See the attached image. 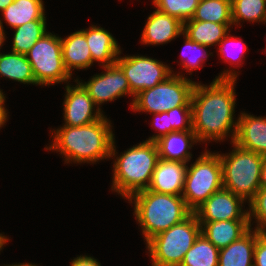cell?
<instances>
[{
    "label": "cell",
    "instance_id": "27",
    "mask_svg": "<svg viewBox=\"0 0 266 266\" xmlns=\"http://www.w3.org/2000/svg\"><path fill=\"white\" fill-rule=\"evenodd\" d=\"M46 23V20H35L14 28L12 52L26 55L32 46L47 33Z\"/></svg>",
    "mask_w": 266,
    "mask_h": 266
},
{
    "label": "cell",
    "instance_id": "35",
    "mask_svg": "<svg viewBox=\"0 0 266 266\" xmlns=\"http://www.w3.org/2000/svg\"><path fill=\"white\" fill-rule=\"evenodd\" d=\"M253 266H266V234L263 231L256 239Z\"/></svg>",
    "mask_w": 266,
    "mask_h": 266
},
{
    "label": "cell",
    "instance_id": "40",
    "mask_svg": "<svg viewBox=\"0 0 266 266\" xmlns=\"http://www.w3.org/2000/svg\"><path fill=\"white\" fill-rule=\"evenodd\" d=\"M14 0H0V12L6 9Z\"/></svg>",
    "mask_w": 266,
    "mask_h": 266
},
{
    "label": "cell",
    "instance_id": "8",
    "mask_svg": "<svg viewBox=\"0 0 266 266\" xmlns=\"http://www.w3.org/2000/svg\"><path fill=\"white\" fill-rule=\"evenodd\" d=\"M176 74V75H175ZM196 82L173 73L166 80L140 91L131 104L133 112L150 114L167 112L178 106H191V96Z\"/></svg>",
    "mask_w": 266,
    "mask_h": 266
},
{
    "label": "cell",
    "instance_id": "24",
    "mask_svg": "<svg viewBox=\"0 0 266 266\" xmlns=\"http://www.w3.org/2000/svg\"><path fill=\"white\" fill-rule=\"evenodd\" d=\"M0 76L23 84L38 85L26 55L12 51L0 53Z\"/></svg>",
    "mask_w": 266,
    "mask_h": 266
},
{
    "label": "cell",
    "instance_id": "38",
    "mask_svg": "<svg viewBox=\"0 0 266 266\" xmlns=\"http://www.w3.org/2000/svg\"><path fill=\"white\" fill-rule=\"evenodd\" d=\"M7 119H8V112L7 109L5 108V104L0 103V129L3 125H5Z\"/></svg>",
    "mask_w": 266,
    "mask_h": 266
},
{
    "label": "cell",
    "instance_id": "15",
    "mask_svg": "<svg viewBox=\"0 0 266 266\" xmlns=\"http://www.w3.org/2000/svg\"><path fill=\"white\" fill-rule=\"evenodd\" d=\"M188 163L159 159L148 190L182 195Z\"/></svg>",
    "mask_w": 266,
    "mask_h": 266
},
{
    "label": "cell",
    "instance_id": "1",
    "mask_svg": "<svg viewBox=\"0 0 266 266\" xmlns=\"http://www.w3.org/2000/svg\"><path fill=\"white\" fill-rule=\"evenodd\" d=\"M237 75L233 69L224 70L208 86L195 84L191 96L192 130L198 142L223 141L228 136L234 142L238 125V119L233 118Z\"/></svg>",
    "mask_w": 266,
    "mask_h": 266
},
{
    "label": "cell",
    "instance_id": "22",
    "mask_svg": "<svg viewBox=\"0 0 266 266\" xmlns=\"http://www.w3.org/2000/svg\"><path fill=\"white\" fill-rule=\"evenodd\" d=\"M1 13L13 29L30 21L46 20L43 0H14Z\"/></svg>",
    "mask_w": 266,
    "mask_h": 266
},
{
    "label": "cell",
    "instance_id": "32",
    "mask_svg": "<svg viewBox=\"0 0 266 266\" xmlns=\"http://www.w3.org/2000/svg\"><path fill=\"white\" fill-rule=\"evenodd\" d=\"M248 205L250 226L253 225L251 221L254 218L257 223L255 229L264 231L266 229V189L260 188Z\"/></svg>",
    "mask_w": 266,
    "mask_h": 266
},
{
    "label": "cell",
    "instance_id": "30",
    "mask_svg": "<svg viewBox=\"0 0 266 266\" xmlns=\"http://www.w3.org/2000/svg\"><path fill=\"white\" fill-rule=\"evenodd\" d=\"M183 37L185 36V40H184V48L185 50L182 51V59L180 62V65H183L184 70H186V72H189V75H192V71L195 69H199L202 66L203 62H205L204 60H206V58L208 57V55L211 56L212 52L208 54L206 48H208L207 46H203L193 40H191L187 35H185L184 33H182ZM194 51V55L190 56L189 52ZM202 51V52H201ZM198 53L197 55L195 53ZM185 53L189 54V58H185ZM202 53V54H201Z\"/></svg>",
    "mask_w": 266,
    "mask_h": 266
},
{
    "label": "cell",
    "instance_id": "41",
    "mask_svg": "<svg viewBox=\"0 0 266 266\" xmlns=\"http://www.w3.org/2000/svg\"><path fill=\"white\" fill-rule=\"evenodd\" d=\"M7 241H9L7 236L3 235V233H0V251L4 249L3 246L7 243Z\"/></svg>",
    "mask_w": 266,
    "mask_h": 266
},
{
    "label": "cell",
    "instance_id": "42",
    "mask_svg": "<svg viewBox=\"0 0 266 266\" xmlns=\"http://www.w3.org/2000/svg\"><path fill=\"white\" fill-rule=\"evenodd\" d=\"M4 266H37L36 264H32V263H16V264H8V265H4Z\"/></svg>",
    "mask_w": 266,
    "mask_h": 266
},
{
    "label": "cell",
    "instance_id": "36",
    "mask_svg": "<svg viewBox=\"0 0 266 266\" xmlns=\"http://www.w3.org/2000/svg\"><path fill=\"white\" fill-rule=\"evenodd\" d=\"M71 266H101L97 259L92 256L81 255L71 261Z\"/></svg>",
    "mask_w": 266,
    "mask_h": 266
},
{
    "label": "cell",
    "instance_id": "12",
    "mask_svg": "<svg viewBox=\"0 0 266 266\" xmlns=\"http://www.w3.org/2000/svg\"><path fill=\"white\" fill-rule=\"evenodd\" d=\"M75 82V87L70 83L65 86L66 93L63 102L65 123L63 126H83L102 119L105 116L103 111L96 107L79 79H76ZM95 108L97 109L95 110Z\"/></svg>",
    "mask_w": 266,
    "mask_h": 266
},
{
    "label": "cell",
    "instance_id": "37",
    "mask_svg": "<svg viewBox=\"0 0 266 266\" xmlns=\"http://www.w3.org/2000/svg\"><path fill=\"white\" fill-rule=\"evenodd\" d=\"M260 188L266 189V157L264 158L261 166Z\"/></svg>",
    "mask_w": 266,
    "mask_h": 266
},
{
    "label": "cell",
    "instance_id": "9",
    "mask_svg": "<svg viewBox=\"0 0 266 266\" xmlns=\"http://www.w3.org/2000/svg\"><path fill=\"white\" fill-rule=\"evenodd\" d=\"M26 57L38 85L70 82L72 76L63 63L61 37L47 32L32 46Z\"/></svg>",
    "mask_w": 266,
    "mask_h": 266
},
{
    "label": "cell",
    "instance_id": "18",
    "mask_svg": "<svg viewBox=\"0 0 266 266\" xmlns=\"http://www.w3.org/2000/svg\"><path fill=\"white\" fill-rule=\"evenodd\" d=\"M201 234L219 250L243 236L252 226L249 220L199 222Z\"/></svg>",
    "mask_w": 266,
    "mask_h": 266
},
{
    "label": "cell",
    "instance_id": "7",
    "mask_svg": "<svg viewBox=\"0 0 266 266\" xmlns=\"http://www.w3.org/2000/svg\"><path fill=\"white\" fill-rule=\"evenodd\" d=\"M223 188L222 165L219 153L206 151L187 166L182 197L194 212L213 193Z\"/></svg>",
    "mask_w": 266,
    "mask_h": 266
},
{
    "label": "cell",
    "instance_id": "34",
    "mask_svg": "<svg viewBox=\"0 0 266 266\" xmlns=\"http://www.w3.org/2000/svg\"><path fill=\"white\" fill-rule=\"evenodd\" d=\"M154 119L152 120V126L158 130V134L149 137L146 141L156 142L163 136L172 132V125L170 124L169 115L167 112L153 114ZM154 124V125H153Z\"/></svg>",
    "mask_w": 266,
    "mask_h": 266
},
{
    "label": "cell",
    "instance_id": "31",
    "mask_svg": "<svg viewBox=\"0 0 266 266\" xmlns=\"http://www.w3.org/2000/svg\"><path fill=\"white\" fill-rule=\"evenodd\" d=\"M230 44L233 45V46H236L237 47V50H235L236 48L234 49V47L231 46ZM218 46H219V48H218L219 51L218 52L221 53L220 54L222 56L221 58H223V60L225 61V63L228 62V64L231 67H232L233 64H235L236 65L235 67H237V68L239 67V65H242V63H241L242 62V58L244 57V55H245L244 52L247 49V46H245V43L242 42V39H239L238 37H234L232 35H229V33H228L220 41V43L218 44Z\"/></svg>",
    "mask_w": 266,
    "mask_h": 266
},
{
    "label": "cell",
    "instance_id": "25",
    "mask_svg": "<svg viewBox=\"0 0 266 266\" xmlns=\"http://www.w3.org/2000/svg\"><path fill=\"white\" fill-rule=\"evenodd\" d=\"M219 249L202 234L184 255L180 266H218Z\"/></svg>",
    "mask_w": 266,
    "mask_h": 266
},
{
    "label": "cell",
    "instance_id": "21",
    "mask_svg": "<svg viewBox=\"0 0 266 266\" xmlns=\"http://www.w3.org/2000/svg\"><path fill=\"white\" fill-rule=\"evenodd\" d=\"M62 57L65 69L72 76L74 69H88L92 65V55L85 34L75 31L66 38H61Z\"/></svg>",
    "mask_w": 266,
    "mask_h": 266
},
{
    "label": "cell",
    "instance_id": "13",
    "mask_svg": "<svg viewBox=\"0 0 266 266\" xmlns=\"http://www.w3.org/2000/svg\"><path fill=\"white\" fill-rule=\"evenodd\" d=\"M243 204L242 198L222 188L213 193L193 213L197 216L198 222L249 220L248 209L244 210Z\"/></svg>",
    "mask_w": 266,
    "mask_h": 266
},
{
    "label": "cell",
    "instance_id": "4",
    "mask_svg": "<svg viewBox=\"0 0 266 266\" xmlns=\"http://www.w3.org/2000/svg\"><path fill=\"white\" fill-rule=\"evenodd\" d=\"M159 159L156 143L146 140L118 155L113 164L112 191L128 200L148 189Z\"/></svg>",
    "mask_w": 266,
    "mask_h": 266
},
{
    "label": "cell",
    "instance_id": "23",
    "mask_svg": "<svg viewBox=\"0 0 266 266\" xmlns=\"http://www.w3.org/2000/svg\"><path fill=\"white\" fill-rule=\"evenodd\" d=\"M233 24H217L209 21L187 20L183 23V33L191 40L207 47L218 45L230 33Z\"/></svg>",
    "mask_w": 266,
    "mask_h": 266
},
{
    "label": "cell",
    "instance_id": "10",
    "mask_svg": "<svg viewBox=\"0 0 266 266\" xmlns=\"http://www.w3.org/2000/svg\"><path fill=\"white\" fill-rule=\"evenodd\" d=\"M116 63L123 70L134 97L140 91L158 85L174 72L159 60L140 55L118 56Z\"/></svg>",
    "mask_w": 266,
    "mask_h": 266
},
{
    "label": "cell",
    "instance_id": "39",
    "mask_svg": "<svg viewBox=\"0 0 266 266\" xmlns=\"http://www.w3.org/2000/svg\"><path fill=\"white\" fill-rule=\"evenodd\" d=\"M2 23L3 22H2L1 17H0V49L3 46V43H4L5 39H6V34H5L4 29H3V24Z\"/></svg>",
    "mask_w": 266,
    "mask_h": 266
},
{
    "label": "cell",
    "instance_id": "33",
    "mask_svg": "<svg viewBox=\"0 0 266 266\" xmlns=\"http://www.w3.org/2000/svg\"><path fill=\"white\" fill-rule=\"evenodd\" d=\"M172 132L192 130V106H178L169 111Z\"/></svg>",
    "mask_w": 266,
    "mask_h": 266
},
{
    "label": "cell",
    "instance_id": "2",
    "mask_svg": "<svg viewBox=\"0 0 266 266\" xmlns=\"http://www.w3.org/2000/svg\"><path fill=\"white\" fill-rule=\"evenodd\" d=\"M54 132V133H53ZM53 143L45 150L60 152L65 163H96L117 156L115 136L106 115L83 126H62L52 130Z\"/></svg>",
    "mask_w": 266,
    "mask_h": 266
},
{
    "label": "cell",
    "instance_id": "6",
    "mask_svg": "<svg viewBox=\"0 0 266 266\" xmlns=\"http://www.w3.org/2000/svg\"><path fill=\"white\" fill-rule=\"evenodd\" d=\"M201 234V225L192 213L183 222L173 225L146 242L152 266H180L184 255Z\"/></svg>",
    "mask_w": 266,
    "mask_h": 266
},
{
    "label": "cell",
    "instance_id": "5",
    "mask_svg": "<svg viewBox=\"0 0 266 266\" xmlns=\"http://www.w3.org/2000/svg\"><path fill=\"white\" fill-rule=\"evenodd\" d=\"M230 153L219 154L223 188L249 203L260 189L261 166L265 156L240 148L235 143Z\"/></svg>",
    "mask_w": 266,
    "mask_h": 266
},
{
    "label": "cell",
    "instance_id": "11",
    "mask_svg": "<svg viewBox=\"0 0 266 266\" xmlns=\"http://www.w3.org/2000/svg\"><path fill=\"white\" fill-rule=\"evenodd\" d=\"M105 72L96 74L87 82H80L88 91L89 96L93 102L99 106L107 101H114L115 99L130 95L132 96V103L134 102V95L131 93L127 78L121 67L117 64L102 66Z\"/></svg>",
    "mask_w": 266,
    "mask_h": 266
},
{
    "label": "cell",
    "instance_id": "29",
    "mask_svg": "<svg viewBox=\"0 0 266 266\" xmlns=\"http://www.w3.org/2000/svg\"><path fill=\"white\" fill-rule=\"evenodd\" d=\"M200 0H153L155 9L178 18L182 23L193 18Z\"/></svg>",
    "mask_w": 266,
    "mask_h": 266
},
{
    "label": "cell",
    "instance_id": "16",
    "mask_svg": "<svg viewBox=\"0 0 266 266\" xmlns=\"http://www.w3.org/2000/svg\"><path fill=\"white\" fill-rule=\"evenodd\" d=\"M183 33V23L176 17L155 9L147 18L141 35L144 45H162Z\"/></svg>",
    "mask_w": 266,
    "mask_h": 266
},
{
    "label": "cell",
    "instance_id": "20",
    "mask_svg": "<svg viewBox=\"0 0 266 266\" xmlns=\"http://www.w3.org/2000/svg\"><path fill=\"white\" fill-rule=\"evenodd\" d=\"M155 143L160 159L187 163L192 159L189 149L191 150L198 140L193 130H188L171 132Z\"/></svg>",
    "mask_w": 266,
    "mask_h": 266
},
{
    "label": "cell",
    "instance_id": "3",
    "mask_svg": "<svg viewBox=\"0 0 266 266\" xmlns=\"http://www.w3.org/2000/svg\"><path fill=\"white\" fill-rule=\"evenodd\" d=\"M128 201L134 202L133 215L141 226L146 242L156 234L183 222L193 213L181 195L146 189L133 194Z\"/></svg>",
    "mask_w": 266,
    "mask_h": 266
},
{
    "label": "cell",
    "instance_id": "17",
    "mask_svg": "<svg viewBox=\"0 0 266 266\" xmlns=\"http://www.w3.org/2000/svg\"><path fill=\"white\" fill-rule=\"evenodd\" d=\"M81 31L85 34L91 52L92 64L99 62L102 63L100 66H108L116 63L118 55H121V48L109 31L97 25Z\"/></svg>",
    "mask_w": 266,
    "mask_h": 266
},
{
    "label": "cell",
    "instance_id": "19",
    "mask_svg": "<svg viewBox=\"0 0 266 266\" xmlns=\"http://www.w3.org/2000/svg\"><path fill=\"white\" fill-rule=\"evenodd\" d=\"M261 232L250 228L239 239L220 249L218 266H253L256 239Z\"/></svg>",
    "mask_w": 266,
    "mask_h": 266
},
{
    "label": "cell",
    "instance_id": "43",
    "mask_svg": "<svg viewBox=\"0 0 266 266\" xmlns=\"http://www.w3.org/2000/svg\"><path fill=\"white\" fill-rule=\"evenodd\" d=\"M5 94L2 92V90L0 89V103H5Z\"/></svg>",
    "mask_w": 266,
    "mask_h": 266
},
{
    "label": "cell",
    "instance_id": "14",
    "mask_svg": "<svg viewBox=\"0 0 266 266\" xmlns=\"http://www.w3.org/2000/svg\"><path fill=\"white\" fill-rule=\"evenodd\" d=\"M234 142L242 149L266 157V117L241 112Z\"/></svg>",
    "mask_w": 266,
    "mask_h": 266
},
{
    "label": "cell",
    "instance_id": "28",
    "mask_svg": "<svg viewBox=\"0 0 266 266\" xmlns=\"http://www.w3.org/2000/svg\"><path fill=\"white\" fill-rule=\"evenodd\" d=\"M233 25L242 21L266 23V0H231Z\"/></svg>",
    "mask_w": 266,
    "mask_h": 266
},
{
    "label": "cell",
    "instance_id": "26",
    "mask_svg": "<svg viewBox=\"0 0 266 266\" xmlns=\"http://www.w3.org/2000/svg\"><path fill=\"white\" fill-rule=\"evenodd\" d=\"M217 24H233L231 0H200L192 19Z\"/></svg>",
    "mask_w": 266,
    "mask_h": 266
}]
</instances>
